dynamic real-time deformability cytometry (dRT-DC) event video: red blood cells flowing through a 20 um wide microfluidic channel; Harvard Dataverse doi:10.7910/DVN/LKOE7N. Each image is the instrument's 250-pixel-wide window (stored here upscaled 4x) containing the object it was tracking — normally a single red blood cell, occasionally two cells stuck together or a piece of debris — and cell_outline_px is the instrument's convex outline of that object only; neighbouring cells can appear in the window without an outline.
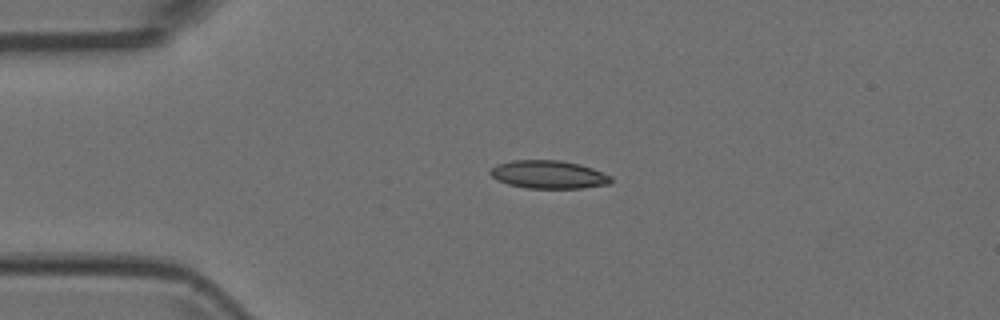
{"species": "Egyptian fruit bat (a non-hibernating species)", "species_latin": "Rousettus aegyptiacus", "temperature_condition": "room temperature", "stored_images_in_passage": 2, "camera_frame_rate_fps": 3000, "um_per_image_px": 0.085, "animal": {"sex": "female"}, "frame": {"image": 1, "passage_image": 1, "time_ms": 0.0, "image_size_px": [1000, 320], "cell_outline_px": [[612, 184], [580, 188], [528, 188], [508, 184], [496, 180], [488, 172], [496, 164], [512, 160], [560, 160], [580, 164], [592, 168], [612, 176]], "centroid_in_image_um": [46.63, 14.83], "position_along_channel_um": 38.4, "area_um2": 19.88}}